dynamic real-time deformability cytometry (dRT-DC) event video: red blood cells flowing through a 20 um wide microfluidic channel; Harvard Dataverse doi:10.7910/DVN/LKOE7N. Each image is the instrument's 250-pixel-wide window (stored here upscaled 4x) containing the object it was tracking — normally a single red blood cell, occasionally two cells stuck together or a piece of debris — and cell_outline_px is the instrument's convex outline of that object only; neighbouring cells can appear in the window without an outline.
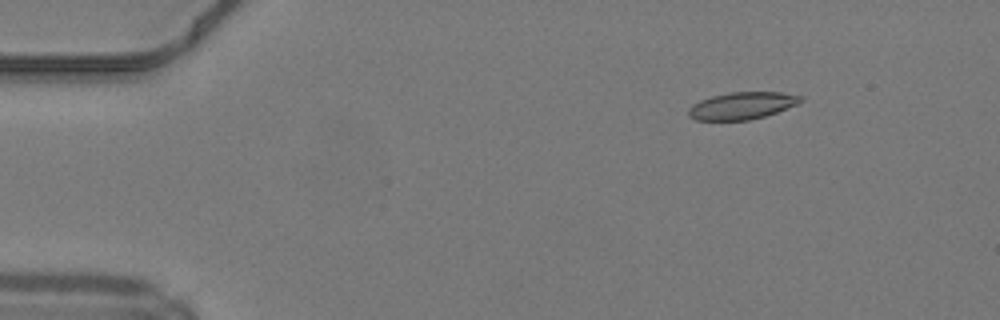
{"species": "common noctule bat (a hibernating species)", "species_latin": "Nyctalus noctula", "temperature_condition": "warm", "stored_images_in_passage": 45, "segment_of_instrument_passage": [1, 2], "camera_frame_rate_fps": 3000, "um_per_image_px": 0.085, "animal": {"sex": "male", "body_mass_g": 19.2, "forearm_length_mm": 51.8}, "frame": {"image": 1, "passage_image": 1, "time_ms": 0.0, "image_size_px": [1000, 320], "cell_outline_px": [[804, 100], [796, 104], [776, 112], [764, 116], [748, 120], [696, 120], [688, 116], [688, 108], [692, 104], [700, 100], [712, 96], [728, 92], [780, 92], [804, 96]], "centroid_in_image_um": [63.05, 8.97], "position_along_channel_um": 21.9, "area_um2": 17.74}}
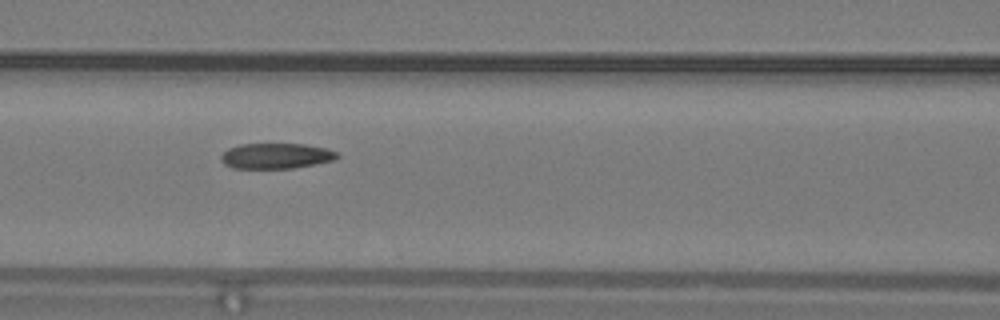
{"frame": {"image": 2, "passage_image": 16, "time_ms": 5.0, "image_size_px": [1000, 320], "cell_outline_px": [[340, 156], [336, 160], [316, 164], [292, 168], [232, 168], [224, 164], [220, 160], [220, 156], [228, 148], [240, 144], [304, 144], [324, 148], [336, 152]], "centroid_in_image_um": [23.45, 13.25], "position_along_channel_um": 143.1, "area_um2": 17.28}}
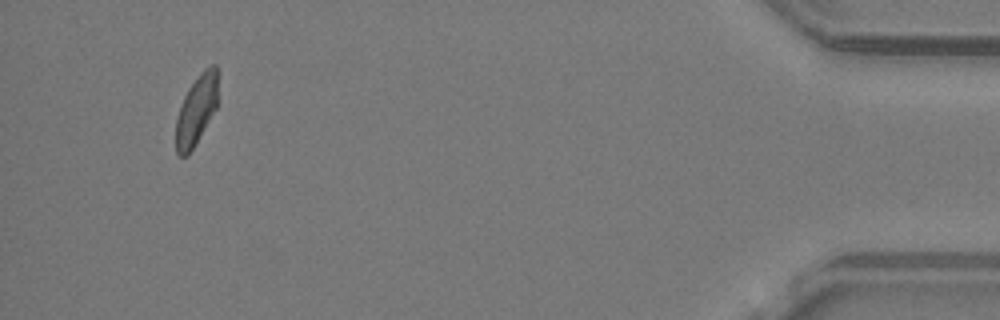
{"frame": {"image": 3, "passage_image": 41, "time_ms": 13.333, "image_size_px": [1000, 320], "cell_outline_px": [[216, 108], [188, 156], [176, 156], [176, 120], [180, 104], [188, 88], [200, 72], [204, 68], [212, 64], [216, 64]], "centroid_in_image_um": [16.65, 9.37], "position_along_channel_um": 418.5, "area_um2": 16.82}}